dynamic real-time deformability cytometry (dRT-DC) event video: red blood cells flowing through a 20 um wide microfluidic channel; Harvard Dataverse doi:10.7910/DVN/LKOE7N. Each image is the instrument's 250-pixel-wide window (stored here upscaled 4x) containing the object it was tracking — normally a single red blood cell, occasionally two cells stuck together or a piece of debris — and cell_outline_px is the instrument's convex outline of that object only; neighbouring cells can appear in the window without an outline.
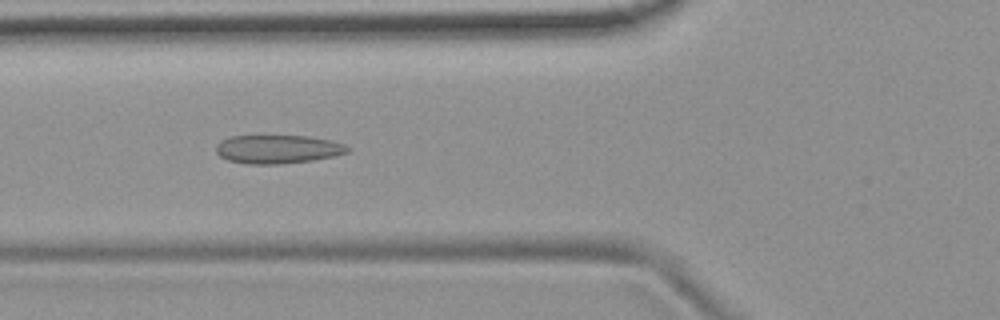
{"species": "common noctule bat (a hibernating species)", "species_latin": "Nyctalus noctula", "temperature_condition": "room temperature", "stored_images_in_passage": 45, "camera_frame_rate_fps": 3000, "um_per_image_px": 0.085, "animal": {"sex": "female", "body_mass_g": 19.9}, "frame": {"image": 1, "passage_image": 15, "time_ms": 4.667, "image_size_px": [1000, 320], "cell_outline_px": [[352, 148], [348, 152], [332, 156], [312, 160], [280, 164], [244, 164], [228, 160], [220, 156], [216, 152], [216, 144], [220, 140], [228, 136], [308, 136], [332, 140], [344, 144]], "centroid_in_image_um": [23.59, 12.68], "position_along_channel_um": 102.2, "area_um2": 22.02}}
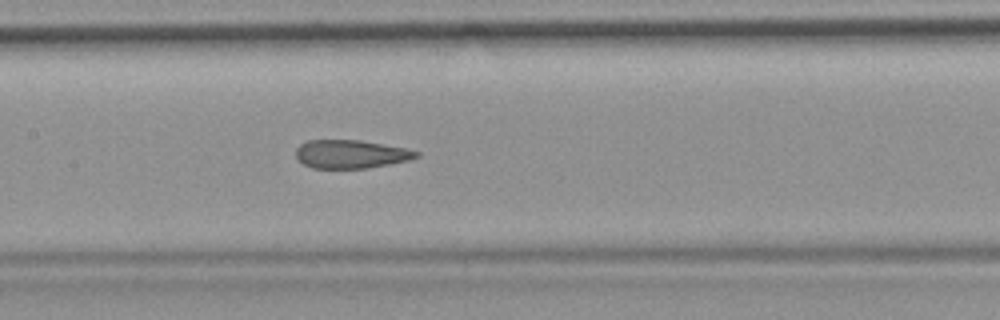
{"frame": {"image": 2, "passage_image": 21, "time_ms": 6.667, "image_size_px": [1000, 320], "cell_outline_px": [[420, 156], [408, 160], [368, 168], [312, 168], [296, 160], [296, 148], [300, 144], [308, 140], [360, 140], [408, 148], [420, 152]], "centroid_in_image_um": [29.82, 13.09], "position_along_channel_um": 177.6, "area_um2": 20.06}}
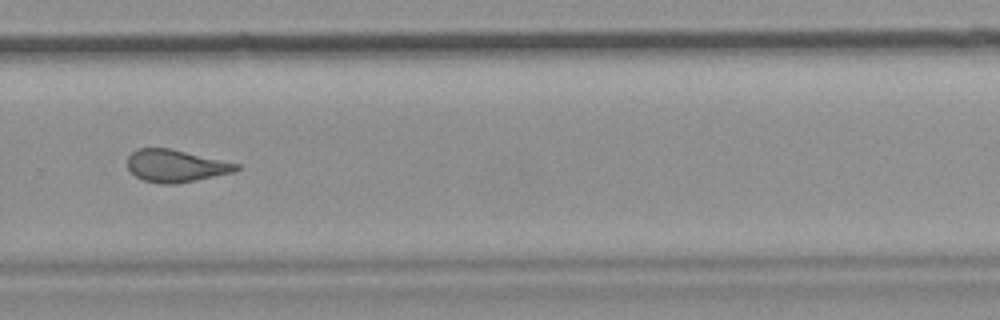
{"frame": {"image": 3, "passage_image": 32, "time_ms": 10.333, "image_size_px": [1000, 320], "cell_outline_px": [[240, 168], [236, 172], [176, 184], [160, 184], [144, 180], [136, 176], [128, 168], [128, 156], [136, 148], [172, 148], [240, 164]], "centroid_in_image_um": [14.97, 14.09], "position_along_channel_um": 314.8, "area_um2": 20.69}, "authors_computed_cell_mechanics": {"area_um2": 22.253, "velocity_mm_per_s": 3.7579, "shape_relaxation_time_tau1_ms": null, "shape_relaxation_time_tau2_ms": 1.8419, "deformation_change_tau1": null, "deformation_change_tau2": 0.1061}}